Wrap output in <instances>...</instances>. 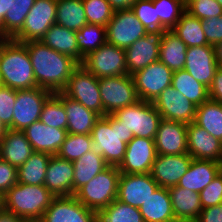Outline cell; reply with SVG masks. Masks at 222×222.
I'll use <instances>...</instances> for the list:
<instances>
[{
  "mask_svg": "<svg viewBox=\"0 0 222 222\" xmlns=\"http://www.w3.org/2000/svg\"><path fill=\"white\" fill-rule=\"evenodd\" d=\"M37 86L50 92H62L80 65L71 56L59 53L41 41L25 42Z\"/></svg>",
  "mask_w": 222,
  "mask_h": 222,
  "instance_id": "cell-1",
  "label": "cell"
},
{
  "mask_svg": "<svg viewBox=\"0 0 222 222\" xmlns=\"http://www.w3.org/2000/svg\"><path fill=\"white\" fill-rule=\"evenodd\" d=\"M0 75L2 85L11 89L38 87L25 43L11 38L0 39Z\"/></svg>",
  "mask_w": 222,
  "mask_h": 222,
  "instance_id": "cell-2",
  "label": "cell"
},
{
  "mask_svg": "<svg viewBox=\"0 0 222 222\" xmlns=\"http://www.w3.org/2000/svg\"><path fill=\"white\" fill-rule=\"evenodd\" d=\"M54 195L44 185L17 183L2 197V208L28 222H39Z\"/></svg>",
  "mask_w": 222,
  "mask_h": 222,
  "instance_id": "cell-3",
  "label": "cell"
},
{
  "mask_svg": "<svg viewBox=\"0 0 222 222\" xmlns=\"http://www.w3.org/2000/svg\"><path fill=\"white\" fill-rule=\"evenodd\" d=\"M93 148L109 166H119L124 160L127 143L134 135L112 115L100 117L91 132Z\"/></svg>",
  "mask_w": 222,
  "mask_h": 222,
  "instance_id": "cell-4",
  "label": "cell"
},
{
  "mask_svg": "<svg viewBox=\"0 0 222 222\" xmlns=\"http://www.w3.org/2000/svg\"><path fill=\"white\" fill-rule=\"evenodd\" d=\"M120 174L118 166H108L79 188L74 196L85 207L99 213L117 199Z\"/></svg>",
  "mask_w": 222,
  "mask_h": 222,
  "instance_id": "cell-5",
  "label": "cell"
},
{
  "mask_svg": "<svg viewBox=\"0 0 222 222\" xmlns=\"http://www.w3.org/2000/svg\"><path fill=\"white\" fill-rule=\"evenodd\" d=\"M134 137L155 139L162 116L152 102L139 100L111 114Z\"/></svg>",
  "mask_w": 222,
  "mask_h": 222,
  "instance_id": "cell-6",
  "label": "cell"
},
{
  "mask_svg": "<svg viewBox=\"0 0 222 222\" xmlns=\"http://www.w3.org/2000/svg\"><path fill=\"white\" fill-rule=\"evenodd\" d=\"M98 81L104 116L134 105L140 100L132 75L104 77Z\"/></svg>",
  "mask_w": 222,
  "mask_h": 222,
  "instance_id": "cell-7",
  "label": "cell"
},
{
  "mask_svg": "<svg viewBox=\"0 0 222 222\" xmlns=\"http://www.w3.org/2000/svg\"><path fill=\"white\" fill-rule=\"evenodd\" d=\"M62 92L81 103L87 109L94 111L100 117L104 116L98 78L87 71L81 64L73 71Z\"/></svg>",
  "mask_w": 222,
  "mask_h": 222,
  "instance_id": "cell-8",
  "label": "cell"
},
{
  "mask_svg": "<svg viewBox=\"0 0 222 222\" xmlns=\"http://www.w3.org/2000/svg\"><path fill=\"white\" fill-rule=\"evenodd\" d=\"M81 65L98 79L127 75L125 49L107 42L84 57Z\"/></svg>",
  "mask_w": 222,
  "mask_h": 222,
  "instance_id": "cell-9",
  "label": "cell"
},
{
  "mask_svg": "<svg viewBox=\"0 0 222 222\" xmlns=\"http://www.w3.org/2000/svg\"><path fill=\"white\" fill-rule=\"evenodd\" d=\"M56 15V0H35L22 29L12 39L23 43L40 41L49 28L55 24Z\"/></svg>",
  "mask_w": 222,
  "mask_h": 222,
  "instance_id": "cell-10",
  "label": "cell"
},
{
  "mask_svg": "<svg viewBox=\"0 0 222 222\" xmlns=\"http://www.w3.org/2000/svg\"><path fill=\"white\" fill-rule=\"evenodd\" d=\"M52 94L49 90L40 87L16 90L12 130L23 131L39 121L43 105Z\"/></svg>",
  "mask_w": 222,
  "mask_h": 222,
  "instance_id": "cell-11",
  "label": "cell"
},
{
  "mask_svg": "<svg viewBox=\"0 0 222 222\" xmlns=\"http://www.w3.org/2000/svg\"><path fill=\"white\" fill-rule=\"evenodd\" d=\"M173 73L158 60L132 74L139 99L153 102L166 87L171 86Z\"/></svg>",
  "mask_w": 222,
  "mask_h": 222,
  "instance_id": "cell-12",
  "label": "cell"
},
{
  "mask_svg": "<svg viewBox=\"0 0 222 222\" xmlns=\"http://www.w3.org/2000/svg\"><path fill=\"white\" fill-rule=\"evenodd\" d=\"M147 32L131 9L116 11L106 25V41L126 49L139 38L144 37Z\"/></svg>",
  "mask_w": 222,
  "mask_h": 222,
  "instance_id": "cell-13",
  "label": "cell"
},
{
  "mask_svg": "<svg viewBox=\"0 0 222 222\" xmlns=\"http://www.w3.org/2000/svg\"><path fill=\"white\" fill-rule=\"evenodd\" d=\"M98 213L88 209L74 195L54 197L39 222H97Z\"/></svg>",
  "mask_w": 222,
  "mask_h": 222,
  "instance_id": "cell-14",
  "label": "cell"
},
{
  "mask_svg": "<svg viewBox=\"0 0 222 222\" xmlns=\"http://www.w3.org/2000/svg\"><path fill=\"white\" fill-rule=\"evenodd\" d=\"M164 33L165 30L148 31L144 37L125 49L128 75L159 60V49Z\"/></svg>",
  "mask_w": 222,
  "mask_h": 222,
  "instance_id": "cell-15",
  "label": "cell"
},
{
  "mask_svg": "<svg viewBox=\"0 0 222 222\" xmlns=\"http://www.w3.org/2000/svg\"><path fill=\"white\" fill-rule=\"evenodd\" d=\"M157 157L155 140L134 137L127 143L124 160L118 166L120 173H150Z\"/></svg>",
  "mask_w": 222,
  "mask_h": 222,
  "instance_id": "cell-16",
  "label": "cell"
},
{
  "mask_svg": "<svg viewBox=\"0 0 222 222\" xmlns=\"http://www.w3.org/2000/svg\"><path fill=\"white\" fill-rule=\"evenodd\" d=\"M152 103L162 119L187 125L195 121L197 106L172 86L166 87Z\"/></svg>",
  "mask_w": 222,
  "mask_h": 222,
  "instance_id": "cell-17",
  "label": "cell"
},
{
  "mask_svg": "<svg viewBox=\"0 0 222 222\" xmlns=\"http://www.w3.org/2000/svg\"><path fill=\"white\" fill-rule=\"evenodd\" d=\"M158 187L159 185L150 173H121L118 182L117 200L140 208Z\"/></svg>",
  "mask_w": 222,
  "mask_h": 222,
  "instance_id": "cell-18",
  "label": "cell"
},
{
  "mask_svg": "<svg viewBox=\"0 0 222 222\" xmlns=\"http://www.w3.org/2000/svg\"><path fill=\"white\" fill-rule=\"evenodd\" d=\"M184 69L195 80L209 88L219 69L214 46L187 47Z\"/></svg>",
  "mask_w": 222,
  "mask_h": 222,
  "instance_id": "cell-19",
  "label": "cell"
},
{
  "mask_svg": "<svg viewBox=\"0 0 222 222\" xmlns=\"http://www.w3.org/2000/svg\"><path fill=\"white\" fill-rule=\"evenodd\" d=\"M193 158L188 154L157 155L151 169V176L159 187L176 186L187 172Z\"/></svg>",
  "mask_w": 222,
  "mask_h": 222,
  "instance_id": "cell-20",
  "label": "cell"
},
{
  "mask_svg": "<svg viewBox=\"0 0 222 222\" xmlns=\"http://www.w3.org/2000/svg\"><path fill=\"white\" fill-rule=\"evenodd\" d=\"M154 140L157 155L188 153L187 124L162 119Z\"/></svg>",
  "mask_w": 222,
  "mask_h": 222,
  "instance_id": "cell-21",
  "label": "cell"
},
{
  "mask_svg": "<svg viewBox=\"0 0 222 222\" xmlns=\"http://www.w3.org/2000/svg\"><path fill=\"white\" fill-rule=\"evenodd\" d=\"M188 154L193 159L222 163V141L210 135L195 122L187 125Z\"/></svg>",
  "mask_w": 222,
  "mask_h": 222,
  "instance_id": "cell-22",
  "label": "cell"
},
{
  "mask_svg": "<svg viewBox=\"0 0 222 222\" xmlns=\"http://www.w3.org/2000/svg\"><path fill=\"white\" fill-rule=\"evenodd\" d=\"M34 152H43L57 155L65 138L66 129L52 128L43 122L36 121L23 130Z\"/></svg>",
  "mask_w": 222,
  "mask_h": 222,
  "instance_id": "cell-23",
  "label": "cell"
},
{
  "mask_svg": "<svg viewBox=\"0 0 222 222\" xmlns=\"http://www.w3.org/2000/svg\"><path fill=\"white\" fill-rule=\"evenodd\" d=\"M73 163L60 158L58 155H51L46 171L44 186L55 196L73 195Z\"/></svg>",
  "mask_w": 222,
  "mask_h": 222,
  "instance_id": "cell-24",
  "label": "cell"
},
{
  "mask_svg": "<svg viewBox=\"0 0 222 222\" xmlns=\"http://www.w3.org/2000/svg\"><path fill=\"white\" fill-rule=\"evenodd\" d=\"M64 104L67 115V133L91 135L95 122L100 116L87 109L78 101L66 96L63 92L54 93Z\"/></svg>",
  "mask_w": 222,
  "mask_h": 222,
  "instance_id": "cell-25",
  "label": "cell"
},
{
  "mask_svg": "<svg viewBox=\"0 0 222 222\" xmlns=\"http://www.w3.org/2000/svg\"><path fill=\"white\" fill-rule=\"evenodd\" d=\"M222 171V163L193 159L177 186L200 193Z\"/></svg>",
  "mask_w": 222,
  "mask_h": 222,
  "instance_id": "cell-26",
  "label": "cell"
},
{
  "mask_svg": "<svg viewBox=\"0 0 222 222\" xmlns=\"http://www.w3.org/2000/svg\"><path fill=\"white\" fill-rule=\"evenodd\" d=\"M34 153L23 131L7 129L0 139V159L19 167Z\"/></svg>",
  "mask_w": 222,
  "mask_h": 222,
  "instance_id": "cell-27",
  "label": "cell"
},
{
  "mask_svg": "<svg viewBox=\"0 0 222 222\" xmlns=\"http://www.w3.org/2000/svg\"><path fill=\"white\" fill-rule=\"evenodd\" d=\"M168 191L175 220L177 222H194L202 211L199 193L177 185L169 187Z\"/></svg>",
  "mask_w": 222,
  "mask_h": 222,
  "instance_id": "cell-28",
  "label": "cell"
},
{
  "mask_svg": "<svg viewBox=\"0 0 222 222\" xmlns=\"http://www.w3.org/2000/svg\"><path fill=\"white\" fill-rule=\"evenodd\" d=\"M144 222H177L172 209L168 188L157 190L139 208Z\"/></svg>",
  "mask_w": 222,
  "mask_h": 222,
  "instance_id": "cell-29",
  "label": "cell"
},
{
  "mask_svg": "<svg viewBox=\"0 0 222 222\" xmlns=\"http://www.w3.org/2000/svg\"><path fill=\"white\" fill-rule=\"evenodd\" d=\"M72 163L74 167L73 195L79 188L109 166L103 156L94 148Z\"/></svg>",
  "mask_w": 222,
  "mask_h": 222,
  "instance_id": "cell-30",
  "label": "cell"
},
{
  "mask_svg": "<svg viewBox=\"0 0 222 222\" xmlns=\"http://www.w3.org/2000/svg\"><path fill=\"white\" fill-rule=\"evenodd\" d=\"M40 41L59 53L71 56L79 63L76 31L55 23L49 28Z\"/></svg>",
  "mask_w": 222,
  "mask_h": 222,
  "instance_id": "cell-31",
  "label": "cell"
},
{
  "mask_svg": "<svg viewBox=\"0 0 222 222\" xmlns=\"http://www.w3.org/2000/svg\"><path fill=\"white\" fill-rule=\"evenodd\" d=\"M187 45L171 30H165L160 49L159 60L173 72L184 69Z\"/></svg>",
  "mask_w": 222,
  "mask_h": 222,
  "instance_id": "cell-32",
  "label": "cell"
},
{
  "mask_svg": "<svg viewBox=\"0 0 222 222\" xmlns=\"http://www.w3.org/2000/svg\"><path fill=\"white\" fill-rule=\"evenodd\" d=\"M171 86L196 106L209 99V88L195 80L185 69L173 73Z\"/></svg>",
  "mask_w": 222,
  "mask_h": 222,
  "instance_id": "cell-33",
  "label": "cell"
},
{
  "mask_svg": "<svg viewBox=\"0 0 222 222\" xmlns=\"http://www.w3.org/2000/svg\"><path fill=\"white\" fill-rule=\"evenodd\" d=\"M51 154L34 152L29 159L17 168L18 183L44 185Z\"/></svg>",
  "mask_w": 222,
  "mask_h": 222,
  "instance_id": "cell-34",
  "label": "cell"
},
{
  "mask_svg": "<svg viewBox=\"0 0 222 222\" xmlns=\"http://www.w3.org/2000/svg\"><path fill=\"white\" fill-rule=\"evenodd\" d=\"M194 122L222 141V103L208 99L197 106Z\"/></svg>",
  "mask_w": 222,
  "mask_h": 222,
  "instance_id": "cell-35",
  "label": "cell"
},
{
  "mask_svg": "<svg viewBox=\"0 0 222 222\" xmlns=\"http://www.w3.org/2000/svg\"><path fill=\"white\" fill-rule=\"evenodd\" d=\"M56 24L79 31L88 22L82 0H56Z\"/></svg>",
  "mask_w": 222,
  "mask_h": 222,
  "instance_id": "cell-36",
  "label": "cell"
},
{
  "mask_svg": "<svg viewBox=\"0 0 222 222\" xmlns=\"http://www.w3.org/2000/svg\"><path fill=\"white\" fill-rule=\"evenodd\" d=\"M171 31L176 34L187 47L209 45L202 28V20L190 15L186 11Z\"/></svg>",
  "mask_w": 222,
  "mask_h": 222,
  "instance_id": "cell-37",
  "label": "cell"
},
{
  "mask_svg": "<svg viewBox=\"0 0 222 222\" xmlns=\"http://www.w3.org/2000/svg\"><path fill=\"white\" fill-rule=\"evenodd\" d=\"M76 40L79 49V64H81L84 57L107 42L106 27L87 23L82 29L76 31Z\"/></svg>",
  "mask_w": 222,
  "mask_h": 222,
  "instance_id": "cell-38",
  "label": "cell"
},
{
  "mask_svg": "<svg viewBox=\"0 0 222 222\" xmlns=\"http://www.w3.org/2000/svg\"><path fill=\"white\" fill-rule=\"evenodd\" d=\"M35 0H14L3 20V38H13L24 25Z\"/></svg>",
  "mask_w": 222,
  "mask_h": 222,
  "instance_id": "cell-39",
  "label": "cell"
},
{
  "mask_svg": "<svg viewBox=\"0 0 222 222\" xmlns=\"http://www.w3.org/2000/svg\"><path fill=\"white\" fill-rule=\"evenodd\" d=\"M99 222H144L139 208L115 199L98 213Z\"/></svg>",
  "mask_w": 222,
  "mask_h": 222,
  "instance_id": "cell-40",
  "label": "cell"
},
{
  "mask_svg": "<svg viewBox=\"0 0 222 222\" xmlns=\"http://www.w3.org/2000/svg\"><path fill=\"white\" fill-rule=\"evenodd\" d=\"M92 149L91 135L68 133L57 155L60 158L73 162Z\"/></svg>",
  "mask_w": 222,
  "mask_h": 222,
  "instance_id": "cell-41",
  "label": "cell"
},
{
  "mask_svg": "<svg viewBox=\"0 0 222 222\" xmlns=\"http://www.w3.org/2000/svg\"><path fill=\"white\" fill-rule=\"evenodd\" d=\"M161 30H171L186 11L185 0H153Z\"/></svg>",
  "mask_w": 222,
  "mask_h": 222,
  "instance_id": "cell-42",
  "label": "cell"
},
{
  "mask_svg": "<svg viewBox=\"0 0 222 222\" xmlns=\"http://www.w3.org/2000/svg\"><path fill=\"white\" fill-rule=\"evenodd\" d=\"M40 121L52 128L66 129L68 120L65 107L55 94L44 103Z\"/></svg>",
  "mask_w": 222,
  "mask_h": 222,
  "instance_id": "cell-43",
  "label": "cell"
},
{
  "mask_svg": "<svg viewBox=\"0 0 222 222\" xmlns=\"http://www.w3.org/2000/svg\"><path fill=\"white\" fill-rule=\"evenodd\" d=\"M88 23L106 27L114 11L107 0H82Z\"/></svg>",
  "mask_w": 222,
  "mask_h": 222,
  "instance_id": "cell-44",
  "label": "cell"
},
{
  "mask_svg": "<svg viewBox=\"0 0 222 222\" xmlns=\"http://www.w3.org/2000/svg\"><path fill=\"white\" fill-rule=\"evenodd\" d=\"M131 10L147 31L161 30V22L153 0H137Z\"/></svg>",
  "mask_w": 222,
  "mask_h": 222,
  "instance_id": "cell-45",
  "label": "cell"
},
{
  "mask_svg": "<svg viewBox=\"0 0 222 222\" xmlns=\"http://www.w3.org/2000/svg\"><path fill=\"white\" fill-rule=\"evenodd\" d=\"M185 9L200 20L222 16V6L216 0H186Z\"/></svg>",
  "mask_w": 222,
  "mask_h": 222,
  "instance_id": "cell-46",
  "label": "cell"
},
{
  "mask_svg": "<svg viewBox=\"0 0 222 222\" xmlns=\"http://www.w3.org/2000/svg\"><path fill=\"white\" fill-rule=\"evenodd\" d=\"M16 102V90L0 86V120L7 129L12 130V118Z\"/></svg>",
  "mask_w": 222,
  "mask_h": 222,
  "instance_id": "cell-47",
  "label": "cell"
},
{
  "mask_svg": "<svg viewBox=\"0 0 222 222\" xmlns=\"http://www.w3.org/2000/svg\"><path fill=\"white\" fill-rule=\"evenodd\" d=\"M202 209L222 203V171L200 193Z\"/></svg>",
  "mask_w": 222,
  "mask_h": 222,
  "instance_id": "cell-48",
  "label": "cell"
},
{
  "mask_svg": "<svg viewBox=\"0 0 222 222\" xmlns=\"http://www.w3.org/2000/svg\"><path fill=\"white\" fill-rule=\"evenodd\" d=\"M18 183L17 167L0 159V196Z\"/></svg>",
  "mask_w": 222,
  "mask_h": 222,
  "instance_id": "cell-49",
  "label": "cell"
},
{
  "mask_svg": "<svg viewBox=\"0 0 222 222\" xmlns=\"http://www.w3.org/2000/svg\"><path fill=\"white\" fill-rule=\"evenodd\" d=\"M202 28L209 45L222 41V16L202 20Z\"/></svg>",
  "mask_w": 222,
  "mask_h": 222,
  "instance_id": "cell-50",
  "label": "cell"
},
{
  "mask_svg": "<svg viewBox=\"0 0 222 222\" xmlns=\"http://www.w3.org/2000/svg\"><path fill=\"white\" fill-rule=\"evenodd\" d=\"M194 222H222V203L202 209Z\"/></svg>",
  "mask_w": 222,
  "mask_h": 222,
  "instance_id": "cell-51",
  "label": "cell"
},
{
  "mask_svg": "<svg viewBox=\"0 0 222 222\" xmlns=\"http://www.w3.org/2000/svg\"><path fill=\"white\" fill-rule=\"evenodd\" d=\"M209 99L222 103V69L219 68L209 87Z\"/></svg>",
  "mask_w": 222,
  "mask_h": 222,
  "instance_id": "cell-52",
  "label": "cell"
},
{
  "mask_svg": "<svg viewBox=\"0 0 222 222\" xmlns=\"http://www.w3.org/2000/svg\"><path fill=\"white\" fill-rule=\"evenodd\" d=\"M114 12L131 9L137 0H107Z\"/></svg>",
  "mask_w": 222,
  "mask_h": 222,
  "instance_id": "cell-53",
  "label": "cell"
},
{
  "mask_svg": "<svg viewBox=\"0 0 222 222\" xmlns=\"http://www.w3.org/2000/svg\"><path fill=\"white\" fill-rule=\"evenodd\" d=\"M14 0H0V39L3 38V20Z\"/></svg>",
  "mask_w": 222,
  "mask_h": 222,
  "instance_id": "cell-54",
  "label": "cell"
},
{
  "mask_svg": "<svg viewBox=\"0 0 222 222\" xmlns=\"http://www.w3.org/2000/svg\"><path fill=\"white\" fill-rule=\"evenodd\" d=\"M0 222H28L26 219L20 216H16L15 214L0 209Z\"/></svg>",
  "mask_w": 222,
  "mask_h": 222,
  "instance_id": "cell-55",
  "label": "cell"
},
{
  "mask_svg": "<svg viewBox=\"0 0 222 222\" xmlns=\"http://www.w3.org/2000/svg\"><path fill=\"white\" fill-rule=\"evenodd\" d=\"M216 61L218 63L219 68L222 69V41L217 43L214 46Z\"/></svg>",
  "mask_w": 222,
  "mask_h": 222,
  "instance_id": "cell-56",
  "label": "cell"
},
{
  "mask_svg": "<svg viewBox=\"0 0 222 222\" xmlns=\"http://www.w3.org/2000/svg\"><path fill=\"white\" fill-rule=\"evenodd\" d=\"M6 131H7V128L3 125V123L0 120V139L4 136Z\"/></svg>",
  "mask_w": 222,
  "mask_h": 222,
  "instance_id": "cell-57",
  "label": "cell"
},
{
  "mask_svg": "<svg viewBox=\"0 0 222 222\" xmlns=\"http://www.w3.org/2000/svg\"><path fill=\"white\" fill-rule=\"evenodd\" d=\"M2 208V197L0 196V209Z\"/></svg>",
  "mask_w": 222,
  "mask_h": 222,
  "instance_id": "cell-58",
  "label": "cell"
},
{
  "mask_svg": "<svg viewBox=\"0 0 222 222\" xmlns=\"http://www.w3.org/2000/svg\"><path fill=\"white\" fill-rule=\"evenodd\" d=\"M222 6V0H216Z\"/></svg>",
  "mask_w": 222,
  "mask_h": 222,
  "instance_id": "cell-59",
  "label": "cell"
},
{
  "mask_svg": "<svg viewBox=\"0 0 222 222\" xmlns=\"http://www.w3.org/2000/svg\"><path fill=\"white\" fill-rule=\"evenodd\" d=\"M2 85L1 75H0V86Z\"/></svg>",
  "mask_w": 222,
  "mask_h": 222,
  "instance_id": "cell-60",
  "label": "cell"
}]
</instances>
